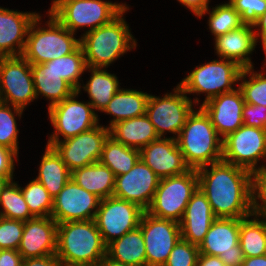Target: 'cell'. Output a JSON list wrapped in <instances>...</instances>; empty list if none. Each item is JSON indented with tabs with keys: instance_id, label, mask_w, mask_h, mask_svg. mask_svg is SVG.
Instances as JSON below:
<instances>
[{
	"instance_id": "cell-1",
	"label": "cell",
	"mask_w": 266,
	"mask_h": 266,
	"mask_svg": "<svg viewBox=\"0 0 266 266\" xmlns=\"http://www.w3.org/2000/svg\"><path fill=\"white\" fill-rule=\"evenodd\" d=\"M196 171L198 188L216 218L244 219L252 215L250 171L223 160Z\"/></svg>"
},
{
	"instance_id": "cell-2",
	"label": "cell",
	"mask_w": 266,
	"mask_h": 266,
	"mask_svg": "<svg viewBox=\"0 0 266 266\" xmlns=\"http://www.w3.org/2000/svg\"><path fill=\"white\" fill-rule=\"evenodd\" d=\"M106 247L95 220L57 225L56 255L62 264L98 266L106 255Z\"/></svg>"
},
{
	"instance_id": "cell-3",
	"label": "cell",
	"mask_w": 266,
	"mask_h": 266,
	"mask_svg": "<svg viewBox=\"0 0 266 266\" xmlns=\"http://www.w3.org/2000/svg\"><path fill=\"white\" fill-rule=\"evenodd\" d=\"M128 10L129 6L110 23L84 32L80 37L87 67L108 68L121 55L136 49L137 41L123 18Z\"/></svg>"
},
{
	"instance_id": "cell-4",
	"label": "cell",
	"mask_w": 266,
	"mask_h": 266,
	"mask_svg": "<svg viewBox=\"0 0 266 266\" xmlns=\"http://www.w3.org/2000/svg\"><path fill=\"white\" fill-rule=\"evenodd\" d=\"M176 140L190 169L198 170L222 160L223 139L201 107L188 116Z\"/></svg>"
},
{
	"instance_id": "cell-5",
	"label": "cell",
	"mask_w": 266,
	"mask_h": 266,
	"mask_svg": "<svg viewBox=\"0 0 266 266\" xmlns=\"http://www.w3.org/2000/svg\"><path fill=\"white\" fill-rule=\"evenodd\" d=\"M46 27L41 26V15L31 23L22 56L30 64H42L53 59L66 56L80 46V38L65 28L51 13Z\"/></svg>"
},
{
	"instance_id": "cell-6",
	"label": "cell",
	"mask_w": 266,
	"mask_h": 266,
	"mask_svg": "<svg viewBox=\"0 0 266 266\" xmlns=\"http://www.w3.org/2000/svg\"><path fill=\"white\" fill-rule=\"evenodd\" d=\"M128 5L102 0H60L47 12L72 33L82 27L89 32L110 23Z\"/></svg>"
},
{
	"instance_id": "cell-7",
	"label": "cell",
	"mask_w": 266,
	"mask_h": 266,
	"mask_svg": "<svg viewBox=\"0 0 266 266\" xmlns=\"http://www.w3.org/2000/svg\"><path fill=\"white\" fill-rule=\"evenodd\" d=\"M219 59L196 66L178 85L186 94L205 93L202 104L235 90L234 84L238 83L243 68L234 61Z\"/></svg>"
},
{
	"instance_id": "cell-8",
	"label": "cell",
	"mask_w": 266,
	"mask_h": 266,
	"mask_svg": "<svg viewBox=\"0 0 266 266\" xmlns=\"http://www.w3.org/2000/svg\"><path fill=\"white\" fill-rule=\"evenodd\" d=\"M197 189L198 174L194 169L178 176L160 179L146 212L160 219L180 222L190 198Z\"/></svg>"
},
{
	"instance_id": "cell-9",
	"label": "cell",
	"mask_w": 266,
	"mask_h": 266,
	"mask_svg": "<svg viewBox=\"0 0 266 266\" xmlns=\"http://www.w3.org/2000/svg\"><path fill=\"white\" fill-rule=\"evenodd\" d=\"M194 103L199 105V99L196 97L192 101L179 85L173 89V93H166L163 97L150 94L146 115L154 125L159 138H166L167 131L175 134L172 138L177 139L188 116L195 109Z\"/></svg>"
},
{
	"instance_id": "cell-10",
	"label": "cell",
	"mask_w": 266,
	"mask_h": 266,
	"mask_svg": "<svg viewBox=\"0 0 266 266\" xmlns=\"http://www.w3.org/2000/svg\"><path fill=\"white\" fill-rule=\"evenodd\" d=\"M79 92L48 108V116L55 128L47 143L60 142L88 131L99 124V118L89 102L78 101Z\"/></svg>"
},
{
	"instance_id": "cell-11",
	"label": "cell",
	"mask_w": 266,
	"mask_h": 266,
	"mask_svg": "<svg viewBox=\"0 0 266 266\" xmlns=\"http://www.w3.org/2000/svg\"><path fill=\"white\" fill-rule=\"evenodd\" d=\"M266 160L264 129L242 125L222 140V160L250 172L258 170V162Z\"/></svg>"
},
{
	"instance_id": "cell-12",
	"label": "cell",
	"mask_w": 266,
	"mask_h": 266,
	"mask_svg": "<svg viewBox=\"0 0 266 266\" xmlns=\"http://www.w3.org/2000/svg\"><path fill=\"white\" fill-rule=\"evenodd\" d=\"M35 99L31 64L22 55L0 57V101L24 110Z\"/></svg>"
},
{
	"instance_id": "cell-13",
	"label": "cell",
	"mask_w": 266,
	"mask_h": 266,
	"mask_svg": "<svg viewBox=\"0 0 266 266\" xmlns=\"http://www.w3.org/2000/svg\"><path fill=\"white\" fill-rule=\"evenodd\" d=\"M145 212L139 205L110 196L101 199L95 222L106 245L139 227Z\"/></svg>"
},
{
	"instance_id": "cell-14",
	"label": "cell",
	"mask_w": 266,
	"mask_h": 266,
	"mask_svg": "<svg viewBox=\"0 0 266 266\" xmlns=\"http://www.w3.org/2000/svg\"><path fill=\"white\" fill-rule=\"evenodd\" d=\"M109 135V128L98 124L72 138L61 139L57 143H47V146L56 151L72 172L75 169L100 161L104 143Z\"/></svg>"
},
{
	"instance_id": "cell-15",
	"label": "cell",
	"mask_w": 266,
	"mask_h": 266,
	"mask_svg": "<svg viewBox=\"0 0 266 266\" xmlns=\"http://www.w3.org/2000/svg\"><path fill=\"white\" fill-rule=\"evenodd\" d=\"M139 228L144 237L147 266H163L181 238L179 222L160 219L145 211Z\"/></svg>"
},
{
	"instance_id": "cell-16",
	"label": "cell",
	"mask_w": 266,
	"mask_h": 266,
	"mask_svg": "<svg viewBox=\"0 0 266 266\" xmlns=\"http://www.w3.org/2000/svg\"><path fill=\"white\" fill-rule=\"evenodd\" d=\"M239 231L240 219L216 218L199 246V253L218 256L226 266H242L245 257Z\"/></svg>"
},
{
	"instance_id": "cell-17",
	"label": "cell",
	"mask_w": 266,
	"mask_h": 266,
	"mask_svg": "<svg viewBox=\"0 0 266 266\" xmlns=\"http://www.w3.org/2000/svg\"><path fill=\"white\" fill-rule=\"evenodd\" d=\"M100 198L70 179L53 198L51 217L58 223L94 220Z\"/></svg>"
},
{
	"instance_id": "cell-18",
	"label": "cell",
	"mask_w": 266,
	"mask_h": 266,
	"mask_svg": "<svg viewBox=\"0 0 266 266\" xmlns=\"http://www.w3.org/2000/svg\"><path fill=\"white\" fill-rule=\"evenodd\" d=\"M159 181L154 171L139 159L128 173L115 177L113 196L135 203L146 211Z\"/></svg>"
},
{
	"instance_id": "cell-19",
	"label": "cell",
	"mask_w": 266,
	"mask_h": 266,
	"mask_svg": "<svg viewBox=\"0 0 266 266\" xmlns=\"http://www.w3.org/2000/svg\"><path fill=\"white\" fill-rule=\"evenodd\" d=\"M140 159L160 178H168L186 173L190 168L185 163L177 140L159 138L140 150Z\"/></svg>"
},
{
	"instance_id": "cell-20",
	"label": "cell",
	"mask_w": 266,
	"mask_h": 266,
	"mask_svg": "<svg viewBox=\"0 0 266 266\" xmlns=\"http://www.w3.org/2000/svg\"><path fill=\"white\" fill-rule=\"evenodd\" d=\"M244 104L242 92L237 87L231 92L220 94L200 104V107L209 116L218 135L223 139L244 124L242 119Z\"/></svg>"
},
{
	"instance_id": "cell-21",
	"label": "cell",
	"mask_w": 266,
	"mask_h": 266,
	"mask_svg": "<svg viewBox=\"0 0 266 266\" xmlns=\"http://www.w3.org/2000/svg\"><path fill=\"white\" fill-rule=\"evenodd\" d=\"M57 225L52 217H34L24 222L17 249L22 259L56 254Z\"/></svg>"
},
{
	"instance_id": "cell-22",
	"label": "cell",
	"mask_w": 266,
	"mask_h": 266,
	"mask_svg": "<svg viewBox=\"0 0 266 266\" xmlns=\"http://www.w3.org/2000/svg\"><path fill=\"white\" fill-rule=\"evenodd\" d=\"M38 14L0 7V57L22 55L29 27Z\"/></svg>"
},
{
	"instance_id": "cell-23",
	"label": "cell",
	"mask_w": 266,
	"mask_h": 266,
	"mask_svg": "<svg viewBox=\"0 0 266 266\" xmlns=\"http://www.w3.org/2000/svg\"><path fill=\"white\" fill-rule=\"evenodd\" d=\"M215 219L206 195L198 188L190 198L179 222L181 238L200 246Z\"/></svg>"
},
{
	"instance_id": "cell-24",
	"label": "cell",
	"mask_w": 266,
	"mask_h": 266,
	"mask_svg": "<svg viewBox=\"0 0 266 266\" xmlns=\"http://www.w3.org/2000/svg\"><path fill=\"white\" fill-rule=\"evenodd\" d=\"M253 29L251 25H244L214 38L218 58L234 61L243 69L253 67L249 56L258 43Z\"/></svg>"
},
{
	"instance_id": "cell-25",
	"label": "cell",
	"mask_w": 266,
	"mask_h": 266,
	"mask_svg": "<svg viewBox=\"0 0 266 266\" xmlns=\"http://www.w3.org/2000/svg\"><path fill=\"white\" fill-rule=\"evenodd\" d=\"M109 130L116 141L137 150L159 139L146 114L115 123Z\"/></svg>"
},
{
	"instance_id": "cell-26",
	"label": "cell",
	"mask_w": 266,
	"mask_h": 266,
	"mask_svg": "<svg viewBox=\"0 0 266 266\" xmlns=\"http://www.w3.org/2000/svg\"><path fill=\"white\" fill-rule=\"evenodd\" d=\"M35 95L47 98L48 108L62 102L76 90L61 78L51 67L42 64H31Z\"/></svg>"
},
{
	"instance_id": "cell-27",
	"label": "cell",
	"mask_w": 266,
	"mask_h": 266,
	"mask_svg": "<svg viewBox=\"0 0 266 266\" xmlns=\"http://www.w3.org/2000/svg\"><path fill=\"white\" fill-rule=\"evenodd\" d=\"M71 179L100 199L113 196L115 175L110 168L100 161L75 169L71 172Z\"/></svg>"
},
{
	"instance_id": "cell-28",
	"label": "cell",
	"mask_w": 266,
	"mask_h": 266,
	"mask_svg": "<svg viewBox=\"0 0 266 266\" xmlns=\"http://www.w3.org/2000/svg\"><path fill=\"white\" fill-rule=\"evenodd\" d=\"M150 94L134 89H119L102 112L112 115L107 128L115 123L146 114Z\"/></svg>"
},
{
	"instance_id": "cell-29",
	"label": "cell",
	"mask_w": 266,
	"mask_h": 266,
	"mask_svg": "<svg viewBox=\"0 0 266 266\" xmlns=\"http://www.w3.org/2000/svg\"><path fill=\"white\" fill-rule=\"evenodd\" d=\"M106 255L118 262L133 266H147L144 237L138 227L110 242Z\"/></svg>"
},
{
	"instance_id": "cell-30",
	"label": "cell",
	"mask_w": 266,
	"mask_h": 266,
	"mask_svg": "<svg viewBox=\"0 0 266 266\" xmlns=\"http://www.w3.org/2000/svg\"><path fill=\"white\" fill-rule=\"evenodd\" d=\"M106 68L100 67H87L86 70L91 72L89 81L81 87L78 92H81V88L89 95L90 101H88L94 111L102 112L107 104L112 100L113 96L120 89L119 81L115 74H111L105 70Z\"/></svg>"
},
{
	"instance_id": "cell-31",
	"label": "cell",
	"mask_w": 266,
	"mask_h": 266,
	"mask_svg": "<svg viewBox=\"0 0 266 266\" xmlns=\"http://www.w3.org/2000/svg\"><path fill=\"white\" fill-rule=\"evenodd\" d=\"M54 198L71 179V171L56 151L46 145L45 152L39 164V173L35 178Z\"/></svg>"
},
{
	"instance_id": "cell-32",
	"label": "cell",
	"mask_w": 266,
	"mask_h": 266,
	"mask_svg": "<svg viewBox=\"0 0 266 266\" xmlns=\"http://www.w3.org/2000/svg\"><path fill=\"white\" fill-rule=\"evenodd\" d=\"M239 244L244 257L266 255V218L240 219Z\"/></svg>"
},
{
	"instance_id": "cell-33",
	"label": "cell",
	"mask_w": 266,
	"mask_h": 266,
	"mask_svg": "<svg viewBox=\"0 0 266 266\" xmlns=\"http://www.w3.org/2000/svg\"><path fill=\"white\" fill-rule=\"evenodd\" d=\"M139 159L140 150L125 146L109 135L100 162L110 168L116 177L128 173Z\"/></svg>"
},
{
	"instance_id": "cell-34",
	"label": "cell",
	"mask_w": 266,
	"mask_h": 266,
	"mask_svg": "<svg viewBox=\"0 0 266 266\" xmlns=\"http://www.w3.org/2000/svg\"><path fill=\"white\" fill-rule=\"evenodd\" d=\"M51 67L63 80L68 82L76 91L81 86V75L87 71L84 51L80 45L74 52L44 63Z\"/></svg>"
},
{
	"instance_id": "cell-35",
	"label": "cell",
	"mask_w": 266,
	"mask_h": 266,
	"mask_svg": "<svg viewBox=\"0 0 266 266\" xmlns=\"http://www.w3.org/2000/svg\"><path fill=\"white\" fill-rule=\"evenodd\" d=\"M0 217L26 222L34 218L21 192V187L10 181L0 194Z\"/></svg>"
},
{
	"instance_id": "cell-36",
	"label": "cell",
	"mask_w": 266,
	"mask_h": 266,
	"mask_svg": "<svg viewBox=\"0 0 266 266\" xmlns=\"http://www.w3.org/2000/svg\"><path fill=\"white\" fill-rule=\"evenodd\" d=\"M205 14L209 15L208 26L215 38L245 25L238 11L229 2L216 5L212 11L208 8L198 18Z\"/></svg>"
},
{
	"instance_id": "cell-37",
	"label": "cell",
	"mask_w": 266,
	"mask_h": 266,
	"mask_svg": "<svg viewBox=\"0 0 266 266\" xmlns=\"http://www.w3.org/2000/svg\"><path fill=\"white\" fill-rule=\"evenodd\" d=\"M254 72V66L241 71L237 86L247 104L266 106V74L265 70ZM249 76V80L246 78Z\"/></svg>"
},
{
	"instance_id": "cell-38",
	"label": "cell",
	"mask_w": 266,
	"mask_h": 266,
	"mask_svg": "<svg viewBox=\"0 0 266 266\" xmlns=\"http://www.w3.org/2000/svg\"><path fill=\"white\" fill-rule=\"evenodd\" d=\"M21 192L34 217H51L53 197L39 181L33 179Z\"/></svg>"
},
{
	"instance_id": "cell-39",
	"label": "cell",
	"mask_w": 266,
	"mask_h": 266,
	"mask_svg": "<svg viewBox=\"0 0 266 266\" xmlns=\"http://www.w3.org/2000/svg\"><path fill=\"white\" fill-rule=\"evenodd\" d=\"M23 109L0 101V146L14 150L17 154L18 133L16 115L21 119Z\"/></svg>"
},
{
	"instance_id": "cell-40",
	"label": "cell",
	"mask_w": 266,
	"mask_h": 266,
	"mask_svg": "<svg viewBox=\"0 0 266 266\" xmlns=\"http://www.w3.org/2000/svg\"><path fill=\"white\" fill-rule=\"evenodd\" d=\"M199 246L180 238L163 266H196Z\"/></svg>"
},
{
	"instance_id": "cell-41",
	"label": "cell",
	"mask_w": 266,
	"mask_h": 266,
	"mask_svg": "<svg viewBox=\"0 0 266 266\" xmlns=\"http://www.w3.org/2000/svg\"><path fill=\"white\" fill-rule=\"evenodd\" d=\"M251 211L266 218V175L260 169L251 172Z\"/></svg>"
},
{
	"instance_id": "cell-42",
	"label": "cell",
	"mask_w": 266,
	"mask_h": 266,
	"mask_svg": "<svg viewBox=\"0 0 266 266\" xmlns=\"http://www.w3.org/2000/svg\"><path fill=\"white\" fill-rule=\"evenodd\" d=\"M24 231V222L0 217V250H17Z\"/></svg>"
},
{
	"instance_id": "cell-43",
	"label": "cell",
	"mask_w": 266,
	"mask_h": 266,
	"mask_svg": "<svg viewBox=\"0 0 266 266\" xmlns=\"http://www.w3.org/2000/svg\"><path fill=\"white\" fill-rule=\"evenodd\" d=\"M245 25L253 26L266 11V0H229Z\"/></svg>"
},
{
	"instance_id": "cell-44",
	"label": "cell",
	"mask_w": 266,
	"mask_h": 266,
	"mask_svg": "<svg viewBox=\"0 0 266 266\" xmlns=\"http://www.w3.org/2000/svg\"><path fill=\"white\" fill-rule=\"evenodd\" d=\"M242 119L244 125L265 129L266 106L255 104H244Z\"/></svg>"
},
{
	"instance_id": "cell-45",
	"label": "cell",
	"mask_w": 266,
	"mask_h": 266,
	"mask_svg": "<svg viewBox=\"0 0 266 266\" xmlns=\"http://www.w3.org/2000/svg\"><path fill=\"white\" fill-rule=\"evenodd\" d=\"M17 157L18 154L14 150L0 146V176H15L14 161H18Z\"/></svg>"
},
{
	"instance_id": "cell-46",
	"label": "cell",
	"mask_w": 266,
	"mask_h": 266,
	"mask_svg": "<svg viewBox=\"0 0 266 266\" xmlns=\"http://www.w3.org/2000/svg\"><path fill=\"white\" fill-rule=\"evenodd\" d=\"M61 264L56 254L22 260V266H61Z\"/></svg>"
},
{
	"instance_id": "cell-47",
	"label": "cell",
	"mask_w": 266,
	"mask_h": 266,
	"mask_svg": "<svg viewBox=\"0 0 266 266\" xmlns=\"http://www.w3.org/2000/svg\"><path fill=\"white\" fill-rule=\"evenodd\" d=\"M22 256L17 250H0V266H22Z\"/></svg>"
},
{
	"instance_id": "cell-48",
	"label": "cell",
	"mask_w": 266,
	"mask_h": 266,
	"mask_svg": "<svg viewBox=\"0 0 266 266\" xmlns=\"http://www.w3.org/2000/svg\"><path fill=\"white\" fill-rule=\"evenodd\" d=\"M183 6L187 7L193 15L199 17L209 8L210 0H177Z\"/></svg>"
},
{
	"instance_id": "cell-49",
	"label": "cell",
	"mask_w": 266,
	"mask_h": 266,
	"mask_svg": "<svg viewBox=\"0 0 266 266\" xmlns=\"http://www.w3.org/2000/svg\"><path fill=\"white\" fill-rule=\"evenodd\" d=\"M254 33L256 35V39L259 40L261 39V44L263 45L262 48L265 53L266 57V11L258 18V21L253 25ZM259 37V38H258Z\"/></svg>"
},
{
	"instance_id": "cell-50",
	"label": "cell",
	"mask_w": 266,
	"mask_h": 266,
	"mask_svg": "<svg viewBox=\"0 0 266 266\" xmlns=\"http://www.w3.org/2000/svg\"><path fill=\"white\" fill-rule=\"evenodd\" d=\"M196 266H226L218 256L199 253Z\"/></svg>"
},
{
	"instance_id": "cell-51",
	"label": "cell",
	"mask_w": 266,
	"mask_h": 266,
	"mask_svg": "<svg viewBox=\"0 0 266 266\" xmlns=\"http://www.w3.org/2000/svg\"><path fill=\"white\" fill-rule=\"evenodd\" d=\"M242 266H266V255L245 257Z\"/></svg>"
},
{
	"instance_id": "cell-52",
	"label": "cell",
	"mask_w": 266,
	"mask_h": 266,
	"mask_svg": "<svg viewBox=\"0 0 266 266\" xmlns=\"http://www.w3.org/2000/svg\"><path fill=\"white\" fill-rule=\"evenodd\" d=\"M98 266H133V265L118 262L116 260H113L112 258H109L107 255H105L103 259L101 260V262L98 264Z\"/></svg>"
},
{
	"instance_id": "cell-53",
	"label": "cell",
	"mask_w": 266,
	"mask_h": 266,
	"mask_svg": "<svg viewBox=\"0 0 266 266\" xmlns=\"http://www.w3.org/2000/svg\"><path fill=\"white\" fill-rule=\"evenodd\" d=\"M13 180V176H0V194L5 186Z\"/></svg>"
},
{
	"instance_id": "cell-54",
	"label": "cell",
	"mask_w": 266,
	"mask_h": 266,
	"mask_svg": "<svg viewBox=\"0 0 266 266\" xmlns=\"http://www.w3.org/2000/svg\"><path fill=\"white\" fill-rule=\"evenodd\" d=\"M266 161V160H265ZM266 164L258 166V170L260 169L266 175Z\"/></svg>"
},
{
	"instance_id": "cell-55",
	"label": "cell",
	"mask_w": 266,
	"mask_h": 266,
	"mask_svg": "<svg viewBox=\"0 0 266 266\" xmlns=\"http://www.w3.org/2000/svg\"><path fill=\"white\" fill-rule=\"evenodd\" d=\"M58 1H60V0H53L50 9H51V8H52V7L58 2Z\"/></svg>"
},
{
	"instance_id": "cell-56",
	"label": "cell",
	"mask_w": 266,
	"mask_h": 266,
	"mask_svg": "<svg viewBox=\"0 0 266 266\" xmlns=\"http://www.w3.org/2000/svg\"><path fill=\"white\" fill-rule=\"evenodd\" d=\"M61 266H76V265H65V264H61Z\"/></svg>"
}]
</instances>
